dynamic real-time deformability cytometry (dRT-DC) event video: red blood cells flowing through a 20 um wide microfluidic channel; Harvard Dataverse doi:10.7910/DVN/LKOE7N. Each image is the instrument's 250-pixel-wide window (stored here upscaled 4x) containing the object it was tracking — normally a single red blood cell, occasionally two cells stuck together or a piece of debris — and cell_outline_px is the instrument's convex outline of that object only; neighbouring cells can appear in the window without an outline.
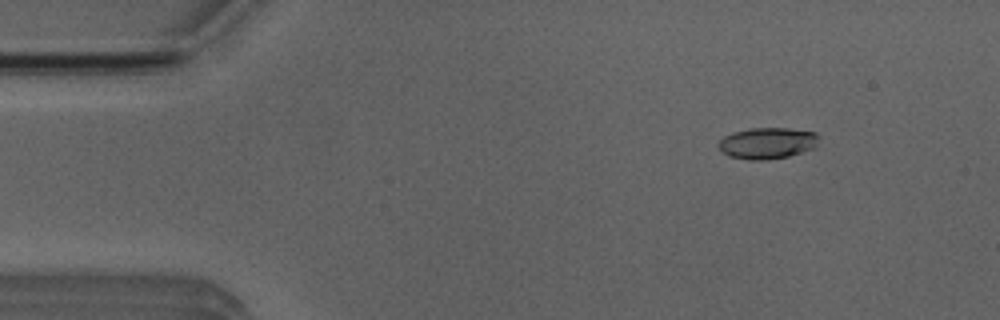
{"species": "Egyptian fruit bat (a non-hibernating species)", "species_latin": "Rousettus aegyptiacus", "temperature_condition": "room temperature", "stored_images_in_passage": 4, "camera_frame_rate_fps": 3000, "um_per_image_px": 0.085, "animal": {"sex": "male"}, "frame": {"image": 1, "passage_image": 2, "time_ms": 1.333, "image_size_px": [1000, 320], "cell_outline_px": [[820, 136], [816, 148], [788, 156], [768, 160], [748, 160], [728, 156], [716, 144], [724, 136], [732, 132], [752, 128], [788, 128], [816, 132]], "centroid_in_image_um": [65.25, 12.17], "position_along_channel_um": 19.7, "area_um2": 18.55}}